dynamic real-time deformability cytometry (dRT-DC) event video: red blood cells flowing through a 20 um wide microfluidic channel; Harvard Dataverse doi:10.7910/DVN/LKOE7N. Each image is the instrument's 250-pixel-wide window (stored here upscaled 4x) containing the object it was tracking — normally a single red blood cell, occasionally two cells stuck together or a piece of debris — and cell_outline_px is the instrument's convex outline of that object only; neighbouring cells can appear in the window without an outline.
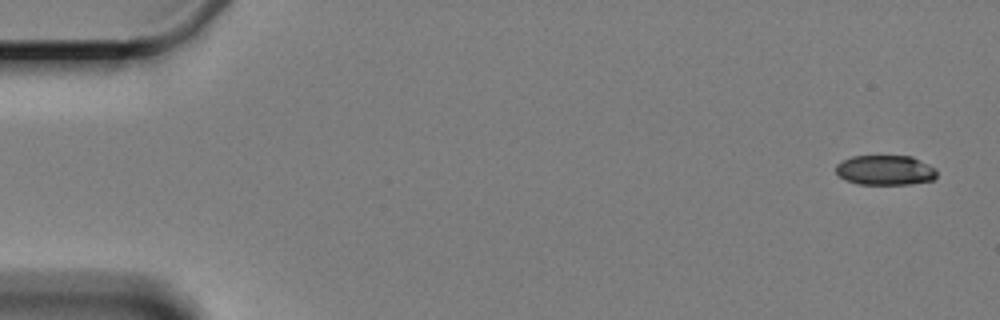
{"species": "Egyptian fruit bat (a non-hibernating species)", "species_latin": "Rousettus aegyptiacus", "temperature_condition": "cold", "stored_images_in_passage": 11, "camera_frame_rate_fps": 3000, "um_per_image_px": 0.085, "animal": {"sex": "female"}, "frame": {"image": 1, "passage_image": 1, "time_ms": 0.0, "image_size_px": [1000, 320], "cell_outline_px": [[936, 176], [932, 180], [908, 184], [860, 184], [848, 180], [840, 176], [836, 172], [836, 164], [852, 156], [912, 156], [936, 168]], "centroid_in_image_um": [75.26, 14.45], "position_along_channel_um": 9.7, "area_um2": 17.4}}
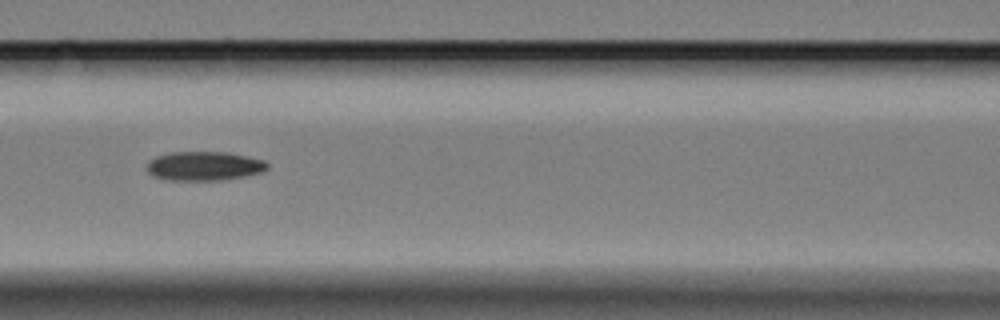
{"frame": {"image": 2, "passage_image": 7, "time_ms": 8.0, "image_size_px": [1000, 320], "cell_outline_px": [[268, 168], [260, 172], [244, 176], [220, 180], [168, 180], [152, 176], [148, 172], [148, 164], [156, 156], [172, 152], [228, 152], [264, 160], [268, 164]], "centroid_in_image_um": [17.36, 14.11], "position_along_channel_um": 149.2, "area_um2": 20.23}}
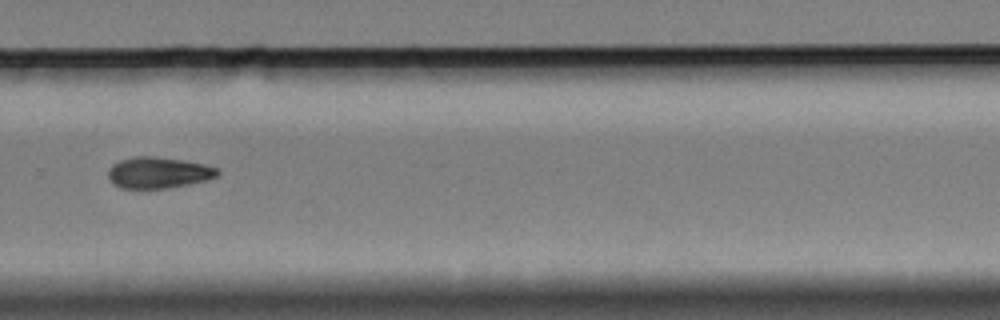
{"frame": {"image": 3, "passage_image": 11, "time_ms": 13.0, "image_size_px": [1000, 320], "cell_outline_px": [[220, 172], [216, 176], [204, 180], [188, 184], [168, 188], [120, 188], [112, 184], [108, 176], [108, 168], [112, 164], [120, 160], [136, 156], [156, 156], [184, 160], [204, 164], [216, 168]], "centroid_in_image_um": [13.41, 14.67], "position_along_channel_um": 316.4, "area_um2": 19.88}}